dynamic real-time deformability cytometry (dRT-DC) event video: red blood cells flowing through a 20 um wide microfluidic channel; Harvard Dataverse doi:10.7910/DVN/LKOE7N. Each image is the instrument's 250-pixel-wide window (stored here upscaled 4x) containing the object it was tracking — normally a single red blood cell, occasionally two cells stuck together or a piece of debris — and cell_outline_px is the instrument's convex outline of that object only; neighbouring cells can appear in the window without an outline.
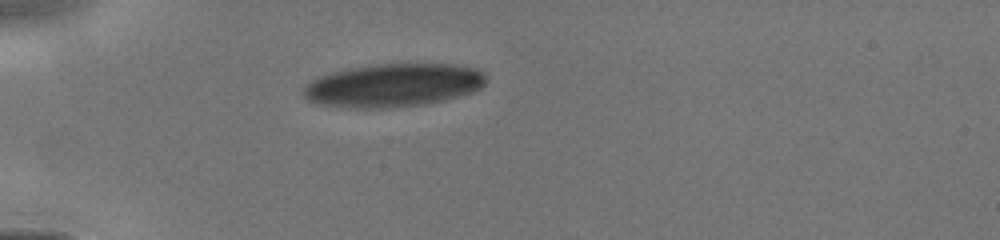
{"species": "human", "species_latin": "Homo sapiens", "temperature_condition": "cold", "stored_images_in_passage": 9, "camera_frame_rate_fps": 3000, "um_per_image_px": 0.085, "donor": {"sex": "male"}, "frame": {"image": 1, "passage_image": 1, "time_ms": 0.0, "image_size_px": [1000, 240], "cell_outline_px": [[488, 80], [480, 88], [472, 92], [460, 96], [444, 100], [424, 104], [392, 108], [352, 108], [324, 104], [308, 100], [300, 92], [304, 84], [308, 80], [316, 76], [328, 72], [368, 64], [456, 64], [476, 68], [484, 72], [488, 76]], "centroid_in_image_um": [33.4, 7.23], "position_along_channel_um": 51.6, "area_um2": 46.88}}
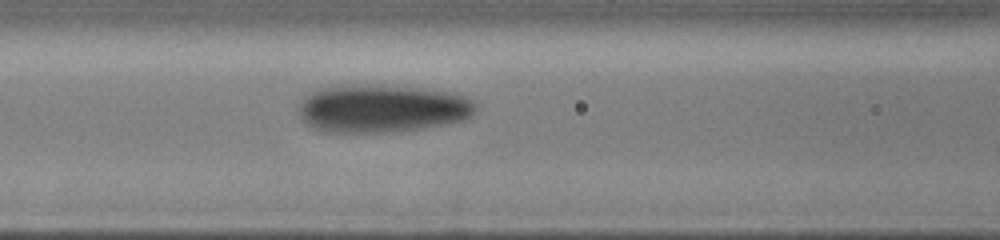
{"frame": {"image": 2, "passage_image": 4, "time_ms": 2.333, "image_size_px": [1000, 240], "cell_outline_px": [[476, 108], [464, 120], [444, 124], [420, 128], [388, 132], [324, 132], [304, 124], [296, 108], [304, 96], [320, 88], [352, 84], [368, 84], [420, 88], [456, 92], [472, 100], [476, 104]], "centroid_in_image_um": [32.41, 9.21], "position_along_channel_um": 134.2, "area_um2": 49.77}}
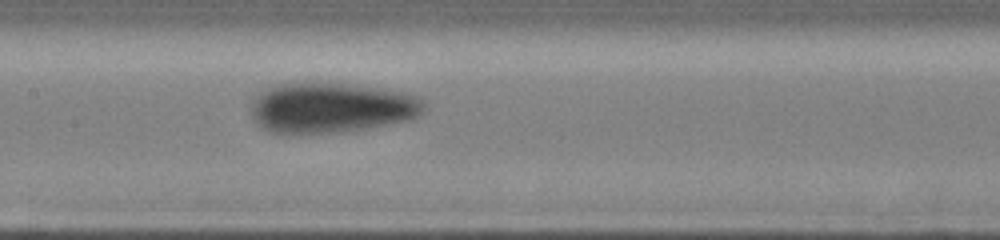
{"frame": {"image": 3, "passage_image": 7, "time_ms": 3.333, "image_size_px": [1000, 240], "cell_outline_px": [[424, 108], [412, 120], [340, 132], [272, 132], [264, 128], [252, 116], [248, 104], [264, 88], [280, 84], [308, 80], [356, 84], [384, 88], [408, 92], [416, 96], [424, 104]], "centroid_in_image_um": [28.14, 9.09], "position_along_channel_um": 179.3, "area_um2": 51.27}}